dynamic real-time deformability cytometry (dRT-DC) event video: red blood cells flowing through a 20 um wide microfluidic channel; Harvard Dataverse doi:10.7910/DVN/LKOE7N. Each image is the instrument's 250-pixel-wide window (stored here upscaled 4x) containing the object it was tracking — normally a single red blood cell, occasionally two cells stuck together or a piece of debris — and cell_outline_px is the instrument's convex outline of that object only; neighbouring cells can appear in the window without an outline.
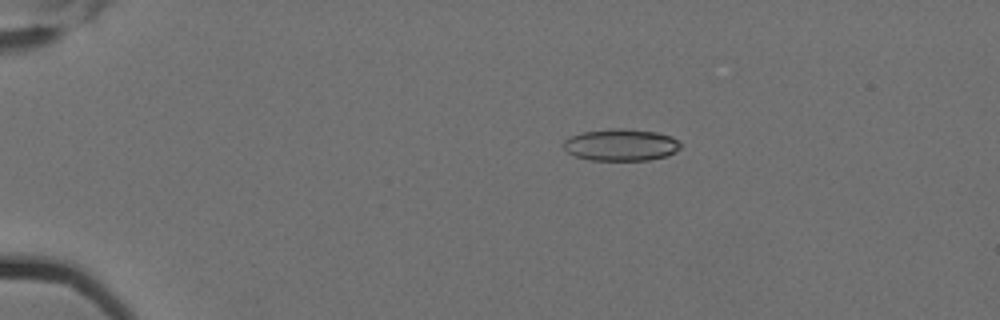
{"species": "Egyptian fruit bat (a non-hibernating species)", "species_latin": "Rousettus aegyptiacus", "temperature_condition": "cold", "stored_images_in_passage": 4, "camera_frame_rate_fps": 3000, "um_per_image_px": 0.085, "animal": {"sex": "female"}, "frame": {"image": 1, "passage_image": 3, "time_ms": 0.667, "image_size_px": [1000, 320], "cell_outline_px": [[680, 148], [676, 152], [668, 156], [648, 160], [588, 160], [576, 156], [568, 152], [564, 148], [564, 140], [568, 136], [584, 132], [608, 128], [624, 128], [656, 132], [672, 136], [680, 144]], "centroid_in_image_um": [52.78, 12.31], "position_along_channel_um": 32.2, "area_um2": 21.91}}